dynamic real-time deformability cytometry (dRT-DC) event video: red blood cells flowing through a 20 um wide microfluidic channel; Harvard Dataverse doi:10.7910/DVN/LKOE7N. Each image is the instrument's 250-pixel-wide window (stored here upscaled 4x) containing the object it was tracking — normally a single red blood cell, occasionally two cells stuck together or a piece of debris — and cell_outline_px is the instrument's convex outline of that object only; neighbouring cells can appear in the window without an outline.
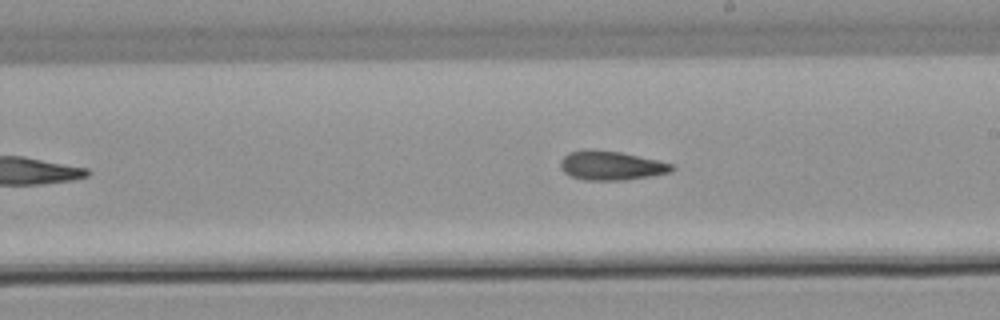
{"species": "common noctule bat (a hibernating species)", "species_latin": "Nyctalus noctula", "temperature_condition": "warm", "stored_images_in_passage": 30, "camera_frame_rate_fps": 3000, "um_per_image_px": 0.085, "animal": {"sex": "male", "body_mass_g": 21.5, "forearm_length_mm": 52.0}, "frame": {"image": 1, "passage_image": 18, "time_ms": 5.667, "image_size_px": [1000, 320], "cell_outline_px": [[676, 168], [672, 172], [624, 180], [584, 180], [568, 176], [560, 168], [560, 160], [568, 152], [592, 148], [620, 152], [676, 164]], "centroid_in_image_um": [51.93, 14.06], "position_along_channel_um": 237.1, "area_um2": 19.19}}